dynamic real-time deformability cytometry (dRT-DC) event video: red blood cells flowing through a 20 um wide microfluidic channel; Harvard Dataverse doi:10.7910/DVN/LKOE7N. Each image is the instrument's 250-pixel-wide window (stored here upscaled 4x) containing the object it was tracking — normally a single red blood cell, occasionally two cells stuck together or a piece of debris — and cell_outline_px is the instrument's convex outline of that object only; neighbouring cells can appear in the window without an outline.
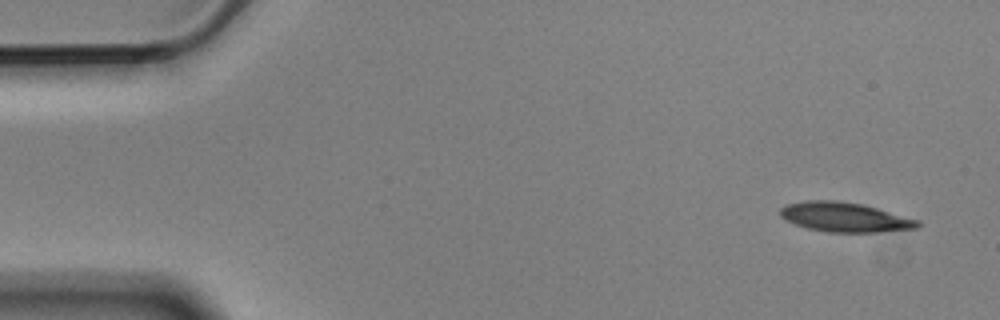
{"species": "Egyptian fruit bat (a non-hibernating species)", "species_latin": "Rousettus aegyptiacus", "temperature_condition": "cold", "stored_images_in_passage": 6, "camera_frame_rate_fps": 3000, "um_per_image_px": 0.085, "animal": {"sex": "male"}, "frame": {"image": 1, "passage_image": 1, "time_ms": 0.0, "image_size_px": [1000, 320], "cell_outline_px": [[920, 228], [880, 232], [828, 232], [808, 228], [784, 220], [780, 216], [780, 208], [788, 204], [804, 200], [836, 200], [860, 204], [876, 208], [920, 220]], "centroid_in_image_um": [71.81, 18.46], "position_along_channel_um": 13.2, "area_um2": 23.64}}
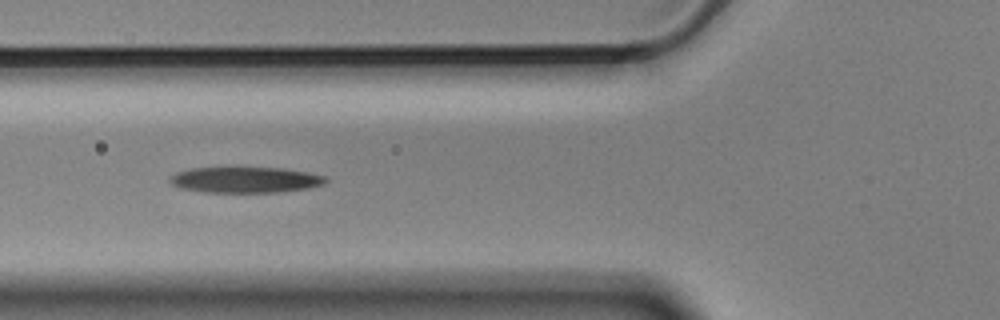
{"frame": {"image": 2, "passage_image": 6, "time_ms": 1.667, "image_size_px": [1000, 320], "cell_outline_px": [[328, 180], [324, 184], [304, 188], [276, 192], [204, 192], [180, 188], [172, 184], [168, 180], [176, 172], [192, 168], [280, 168], [308, 172], [324, 176]], "centroid_in_image_um": [20.82, 15.28], "position_along_channel_um": 105.0, "area_um2": 23.12}}